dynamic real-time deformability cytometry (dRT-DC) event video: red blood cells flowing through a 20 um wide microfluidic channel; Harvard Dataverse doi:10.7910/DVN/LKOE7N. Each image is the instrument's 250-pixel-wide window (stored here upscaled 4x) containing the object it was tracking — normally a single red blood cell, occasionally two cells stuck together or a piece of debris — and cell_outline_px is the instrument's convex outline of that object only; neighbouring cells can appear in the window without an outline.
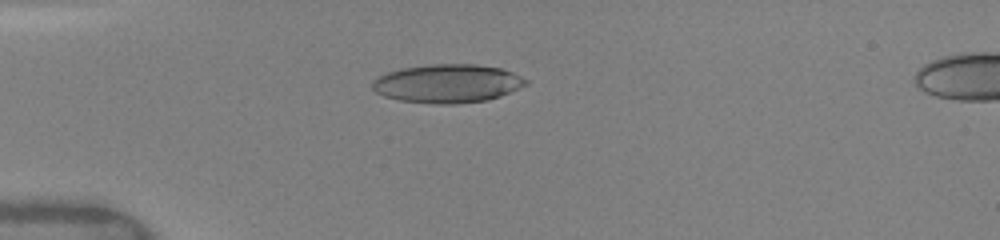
{"species": "human", "species_latin": "Homo sapiens", "temperature_condition": "warm", "stored_images_in_passage": 29, "camera_frame_rate_fps": 3000, "um_per_image_px": 0.085, "donor": {"sex": "female"}, "frame": {"image": 1, "passage_image": 1, "time_ms": 0.0, "image_size_px": [1000, 240], "cell_outline_px": [[528, 84], [500, 96], [488, 100], [456, 104], [436, 104], [400, 100], [384, 96], [376, 92], [372, 88], [372, 80], [388, 72], [400, 68], [428, 64], [476, 64], [500, 68], [512, 72], [528, 80]], "centroid_in_image_um": [38.03, 7.09], "position_along_channel_um": 47.0, "area_um2": 34.51}}
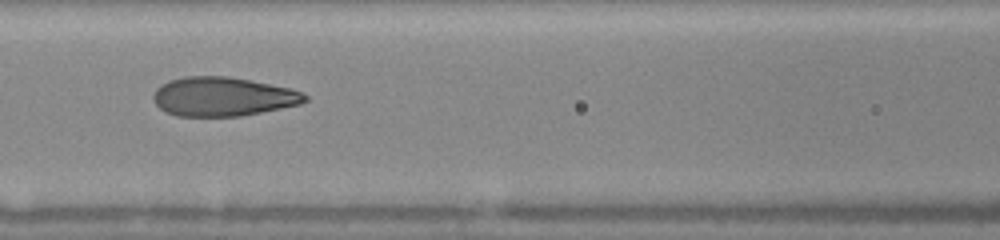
{"frame": {"image": 2, "passage_image": 9, "time_ms": 3.0, "image_size_px": [1000, 240], "cell_outline_px": [[308, 100], [300, 104], [240, 116], [176, 116], [164, 112], [156, 104], [152, 96], [156, 88], [160, 84], [168, 80], [184, 76], [228, 76], [292, 88], [308, 96]], "centroid_in_image_um": [18.9, 8.2], "position_along_channel_um": 147.7, "area_um2": 34.62}}
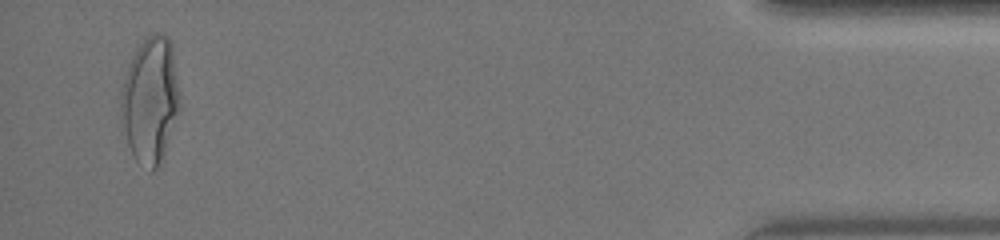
{"frame": {"image": 3, "passage_image": 28, "time_ms": 11.333, "image_size_px": [1000, 240], "cell_outline_px": [[180, 108], [160, 160], [156, 168], [152, 172], [136, 160], [128, 144], [120, 108], [120, 92], [132, 56], [136, 48], [152, 32], [160, 32], [168, 36], [172, 44], [180, 96]], "centroid_in_image_um": [12.78, 8.43], "position_along_channel_um": 422.4, "area_um2": 42.71}, "authors_computed_cell_mechanics": {"area_um2": 34.969, "velocity_mm_per_s": 4.1226, "shape_relaxation_time_tau1_ms": 5.5058, "shape_relaxation_time_tau2_ms": 0.7271, "deformation_change_tau1": 0.2391, "deformation_change_tau2": 0.0654}}